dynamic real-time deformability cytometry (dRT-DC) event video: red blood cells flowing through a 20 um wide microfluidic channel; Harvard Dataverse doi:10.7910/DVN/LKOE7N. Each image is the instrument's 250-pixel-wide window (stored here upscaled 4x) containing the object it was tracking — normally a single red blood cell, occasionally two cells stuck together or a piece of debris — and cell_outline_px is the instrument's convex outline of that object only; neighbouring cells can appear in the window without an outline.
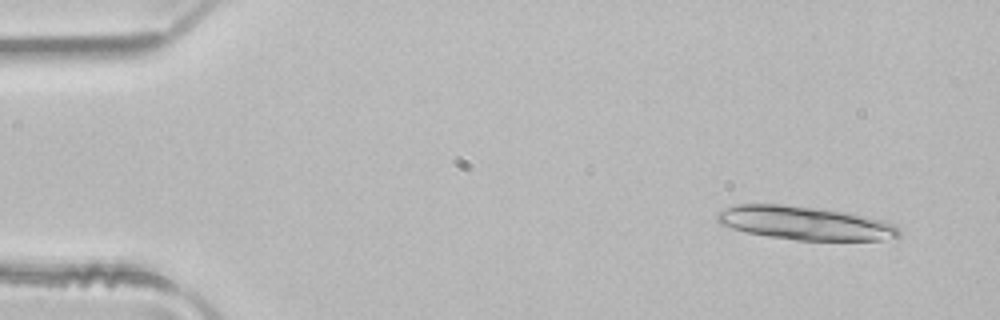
{"species": "common noctule bat (a hibernating species)", "species_latin": "Nyctalus noctula", "temperature_condition": "room temperature", "stored_images_in_passage": 4, "segment_of_instrument_passage": [1, 2], "camera_frame_rate_fps": 3000, "um_per_image_px": 0.085, "animal": {"sex": "male", "body_mass_g": 21.5, "forearm_length_mm": 52.0}, "frame": {"image": 1, "passage_image": 1, "time_ms": 0.0, "image_size_px": [1000, 320], "cell_outline_px": [[900, 236], [884, 240], [796, 240], [768, 236], [744, 232], [720, 224], [716, 220], [716, 212], [736, 204], [780, 204], [820, 208], [868, 216], [888, 220], [900, 232]], "centroid_in_image_um": [68.41, 18.96], "position_along_channel_um": 16.6, "area_um2": 35.72}}